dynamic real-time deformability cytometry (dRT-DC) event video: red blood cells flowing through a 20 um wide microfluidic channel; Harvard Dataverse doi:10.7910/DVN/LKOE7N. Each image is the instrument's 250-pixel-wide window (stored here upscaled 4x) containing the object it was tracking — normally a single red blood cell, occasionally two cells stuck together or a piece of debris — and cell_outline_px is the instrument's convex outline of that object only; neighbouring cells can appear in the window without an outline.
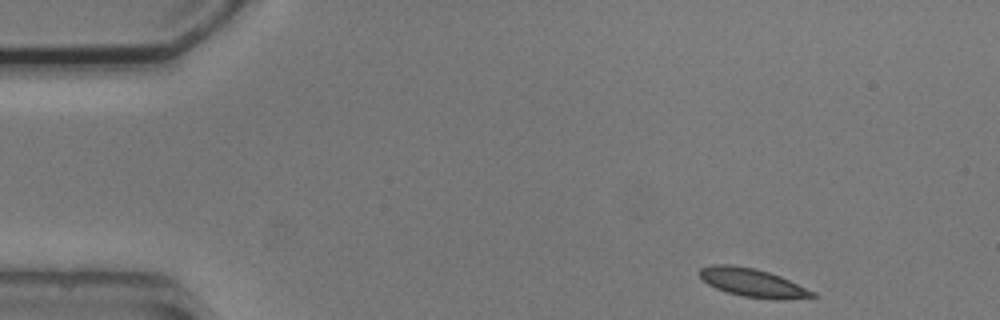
{"species": "common noctule bat (a hibernating species)", "species_latin": "Nyctalus noctula", "temperature_condition": "cold", "stored_images_in_passage": 9, "camera_frame_rate_fps": 3000, "um_per_image_px": 0.085, "animal": {"sex": "male", "body_mass_g": 20.5, "forearm_length_mm": 52.5}, "frame": {"image": 1, "passage_image": 1, "time_ms": 0.0, "image_size_px": [1000, 320], "cell_outline_px": [[820, 296], [784, 300], [780, 300], [740, 296], [716, 288], [708, 284], [700, 276], [700, 268], [712, 264], [732, 264], [756, 268], [780, 276], [816, 292]], "centroid_in_image_um": [64.01, 24.03], "position_along_channel_um": 21.0, "area_um2": 18.79}}
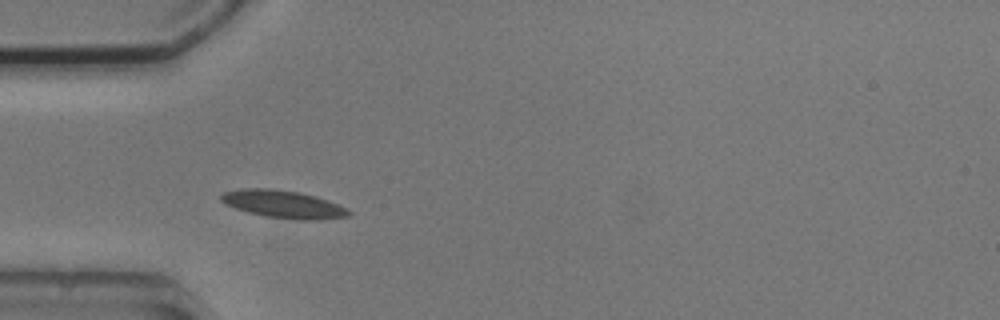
{"frame": {"image": 2, "passage_image": 4, "time_ms": 3.333, "image_size_px": [1000, 320], "cell_outline_px": [[352, 212], [348, 216], [320, 220], [300, 220], [264, 216], [248, 212], [224, 204], [220, 200], [220, 196], [224, 192], [240, 188], [272, 188], [300, 192], [316, 196], [328, 200], [348, 208]], "centroid_in_image_um": [24.09, 17.35], "position_along_channel_um": 60.9, "area_um2": 20.81}}